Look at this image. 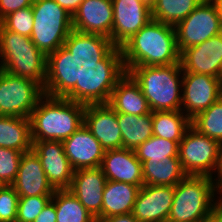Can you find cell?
I'll return each mask as SVG.
<instances>
[{
	"mask_svg": "<svg viewBox=\"0 0 222 222\" xmlns=\"http://www.w3.org/2000/svg\"><path fill=\"white\" fill-rule=\"evenodd\" d=\"M178 156L187 175L216 179L221 165V145L216 140L190 126L179 143Z\"/></svg>",
	"mask_w": 222,
	"mask_h": 222,
	"instance_id": "cell-10",
	"label": "cell"
},
{
	"mask_svg": "<svg viewBox=\"0 0 222 222\" xmlns=\"http://www.w3.org/2000/svg\"><path fill=\"white\" fill-rule=\"evenodd\" d=\"M52 196L19 197L16 222H34Z\"/></svg>",
	"mask_w": 222,
	"mask_h": 222,
	"instance_id": "cell-32",
	"label": "cell"
},
{
	"mask_svg": "<svg viewBox=\"0 0 222 222\" xmlns=\"http://www.w3.org/2000/svg\"><path fill=\"white\" fill-rule=\"evenodd\" d=\"M107 178L101 167L74 170L68 188L97 220L102 218L103 190Z\"/></svg>",
	"mask_w": 222,
	"mask_h": 222,
	"instance_id": "cell-18",
	"label": "cell"
},
{
	"mask_svg": "<svg viewBox=\"0 0 222 222\" xmlns=\"http://www.w3.org/2000/svg\"><path fill=\"white\" fill-rule=\"evenodd\" d=\"M222 14V0H213Z\"/></svg>",
	"mask_w": 222,
	"mask_h": 222,
	"instance_id": "cell-41",
	"label": "cell"
},
{
	"mask_svg": "<svg viewBox=\"0 0 222 222\" xmlns=\"http://www.w3.org/2000/svg\"><path fill=\"white\" fill-rule=\"evenodd\" d=\"M65 155L74 170L99 167L105 150L83 125L63 141Z\"/></svg>",
	"mask_w": 222,
	"mask_h": 222,
	"instance_id": "cell-19",
	"label": "cell"
},
{
	"mask_svg": "<svg viewBox=\"0 0 222 222\" xmlns=\"http://www.w3.org/2000/svg\"><path fill=\"white\" fill-rule=\"evenodd\" d=\"M84 126L105 151L122 148L117 112L96 91L86 100Z\"/></svg>",
	"mask_w": 222,
	"mask_h": 222,
	"instance_id": "cell-13",
	"label": "cell"
},
{
	"mask_svg": "<svg viewBox=\"0 0 222 222\" xmlns=\"http://www.w3.org/2000/svg\"><path fill=\"white\" fill-rule=\"evenodd\" d=\"M141 1L152 7L155 0H141Z\"/></svg>",
	"mask_w": 222,
	"mask_h": 222,
	"instance_id": "cell-42",
	"label": "cell"
},
{
	"mask_svg": "<svg viewBox=\"0 0 222 222\" xmlns=\"http://www.w3.org/2000/svg\"><path fill=\"white\" fill-rule=\"evenodd\" d=\"M100 167L108 181L144 185L142 163L132 149L105 151Z\"/></svg>",
	"mask_w": 222,
	"mask_h": 222,
	"instance_id": "cell-21",
	"label": "cell"
},
{
	"mask_svg": "<svg viewBox=\"0 0 222 222\" xmlns=\"http://www.w3.org/2000/svg\"><path fill=\"white\" fill-rule=\"evenodd\" d=\"M183 73L207 74L220 78L222 71V32L180 53Z\"/></svg>",
	"mask_w": 222,
	"mask_h": 222,
	"instance_id": "cell-16",
	"label": "cell"
},
{
	"mask_svg": "<svg viewBox=\"0 0 222 222\" xmlns=\"http://www.w3.org/2000/svg\"><path fill=\"white\" fill-rule=\"evenodd\" d=\"M153 135L176 142L183 139L191 120L181 111H154L152 116Z\"/></svg>",
	"mask_w": 222,
	"mask_h": 222,
	"instance_id": "cell-26",
	"label": "cell"
},
{
	"mask_svg": "<svg viewBox=\"0 0 222 222\" xmlns=\"http://www.w3.org/2000/svg\"><path fill=\"white\" fill-rule=\"evenodd\" d=\"M55 203L50 200L34 222H56Z\"/></svg>",
	"mask_w": 222,
	"mask_h": 222,
	"instance_id": "cell-36",
	"label": "cell"
},
{
	"mask_svg": "<svg viewBox=\"0 0 222 222\" xmlns=\"http://www.w3.org/2000/svg\"><path fill=\"white\" fill-rule=\"evenodd\" d=\"M32 144L29 118L0 115V147L26 153Z\"/></svg>",
	"mask_w": 222,
	"mask_h": 222,
	"instance_id": "cell-24",
	"label": "cell"
},
{
	"mask_svg": "<svg viewBox=\"0 0 222 222\" xmlns=\"http://www.w3.org/2000/svg\"><path fill=\"white\" fill-rule=\"evenodd\" d=\"M203 0H155L151 7L153 20L176 26Z\"/></svg>",
	"mask_w": 222,
	"mask_h": 222,
	"instance_id": "cell-28",
	"label": "cell"
},
{
	"mask_svg": "<svg viewBox=\"0 0 222 222\" xmlns=\"http://www.w3.org/2000/svg\"><path fill=\"white\" fill-rule=\"evenodd\" d=\"M56 1L63 9L69 12L72 16L78 10L79 5L84 0H54Z\"/></svg>",
	"mask_w": 222,
	"mask_h": 222,
	"instance_id": "cell-38",
	"label": "cell"
},
{
	"mask_svg": "<svg viewBox=\"0 0 222 222\" xmlns=\"http://www.w3.org/2000/svg\"><path fill=\"white\" fill-rule=\"evenodd\" d=\"M12 186L19 197L53 196L55 191L47 180L38 156L32 150L23 153Z\"/></svg>",
	"mask_w": 222,
	"mask_h": 222,
	"instance_id": "cell-20",
	"label": "cell"
},
{
	"mask_svg": "<svg viewBox=\"0 0 222 222\" xmlns=\"http://www.w3.org/2000/svg\"><path fill=\"white\" fill-rule=\"evenodd\" d=\"M177 46L184 49L201 44L222 32V14L213 0H203L175 26Z\"/></svg>",
	"mask_w": 222,
	"mask_h": 222,
	"instance_id": "cell-12",
	"label": "cell"
},
{
	"mask_svg": "<svg viewBox=\"0 0 222 222\" xmlns=\"http://www.w3.org/2000/svg\"><path fill=\"white\" fill-rule=\"evenodd\" d=\"M153 112L144 115L117 113V121L122 134V148L135 150L153 136Z\"/></svg>",
	"mask_w": 222,
	"mask_h": 222,
	"instance_id": "cell-25",
	"label": "cell"
},
{
	"mask_svg": "<svg viewBox=\"0 0 222 222\" xmlns=\"http://www.w3.org/2000/svg\"><path fill=\"white\" fill-rule=\"evenodd\" d=\"M127 73L139 85L152 112L181 110L183 78L181 63L132 67Z\"/></svg>",
	"mask_w": 222,
	"mask_h": 222,
	"instance_id": "cell-7",
	"label": "cell"
},
{
	"mask_svg": "<svg viewBox=\"0 0 222 222\" xmlns=\"http://www.w3.org/2000/svg\"><path fill=\"white\" fill-rule=\"evenodd\" d=\"M144 185L176 186L187 174L179 157L152 158L142 164Z\"/></svg>",
	"mask_w": 222,
	"mask_h": 222,
	"instance_id": "cell-23",
	"label": "cell"
},
{
	"mask_svg": "<svg viewBox=\"0 0 222 222\" xmlns=\"http://www.w3.org/2000/svg\"><path fill=\"white\" fill-rule=\"evenodd\" d=\"M97 222H139L131 213L97 219Z\"/></svg>",
	"mask_w": 222,
	"mask_h": 222,
	"instance_id": "cell-37",
	"label": "cell"
},
{
	"mask_svg": "<svg viewBox=\"0 0 222 222\" xmlns=\"http://www.w3.org/2000/svg\"><path fill=\"white\" fill-rule=\"evenodd\" d=\"M0 69L37 82L46 92L60 87L69 77L28 36L0 24Z\"/></svg>",
	"mask_w": 222,
	"mask_h": 222,
	"instance_id": "cell-4",
	"label": "cell"
},
{
	"mask_svg": "<svg viewBox=\"0 0 222 222\" xmlns=\"http://www.w3.org/2000/svg\"><path fill=\"white\" fill-rule=\"evenodd\" d=\"M32 142V151L38 156L48 182L54 189H68L74 169L65 155L63 141Z\"/></svg>",
	"mask_w": 222,
	"mask_h": 222,
	"instance_id": "cell-15",
	"label": "cell"
},
{
	"mask_svg": "<svg viewBox=\"0 0 222 222\" xmlns=\"http://www.w3.org/2000/svg\"><path fill=\"white\" fill-rule=\"evenodd\" d=\"M19 195L12 185L0 189V222H16Z\"/></svg>",
	"mask_w": 222,
	"mask_h": 222,
	"instance_id": "cell-34",
	"label": "cell"
},
{
	"mask_svg": "<svg viewBox=\"0 0 222 222\" xmlns=\"http://www.w3.org/2000/svg\"><path fill=\"white\" fill-rule=\"evenodd\" d=\"M111 37L91 56L92 61H107L126 41L152 20L151 7L141 0H112Z\"/></svg>",
	"mask_w": 222,
	"mask_h": 222,
	"instance_id": "cell-9",
	"label": "cell"
},
{
	"mask_svg": "<svg viewBox=\"0 0 222 222\" xmlns=\"http://www.w3.org/2000/svg\"><path fill=\"white\" fill-rule=\"evenodd\" d=\"M134 151L142 164L152 158L179 157V145L176 142L154 135L140 144Z\"/></svg>",
	"mask_w": 222,
	"mask_h": 222,
	"instance_id": "cell-30",
	"label": "cell"
},
{
	"mask_svg": "<svg viewBox=\"0 0 222 222\" xmlns=\"http://www.w3.org/2000/svg\"><path fill=\"white\" fill-rule=\"evenodd\" d=\"M22 155L18 150L0 147V179L5 185L15 181Z\"/></svg>",
	"mask_w": 222,
	"mask_h": 222,
	"instance_id": "cell-33",
	"label": "cell"
},
{
	"mask_svg": "<svg viewBox=\"0 0 222 222\" xmlns=\"http://www.w3.org/2000/svg\"><path fill=\"white\" fill-rule=\"evenodd\" d=\"M51 200L55 203L56 222H97L68 189H55Z\"/></svg>",
	"mask_w": 222,
	"mask_h": 222,
	"instance_id": "cell-27",
	"label": "cell"
},
{
	"mask_svg": "<svg viewBox=\"0 0 222 222\" xmlns=\"http://www.w3.org/2000/svg\"><path fill=\"white\" fill-rule=\"evenodd\" d=\"M191 126L222 145V96L191 119Z\"/></svg>",
	"mask_w": 222,
	"mask_h": 222,
	"instance_id": "cell-29",
	"label": "cell"
},
{
	"mask_svg": "<svg viewBox=\"0 0 222 222\" xmlns=\"http://www.w3.org/2000/svg\"><path fill=\"white\" fill-rule=\"evenodd\" d=\"M34 0H0V21L7 15L32 6Z\"/></svg>",
	"mask_w": 222,
	"mask_h": 222,
	"instance_id": "cell-35",
	"label": "cell"
},
{
	"mask_svg": "<svg viewBox=\"0 0 222 222\" xmlns=\"http://www.w3.org/2000/svg\"><path fill=\"white\" fill-rule=\"evenodd\" d=\"M222 96L220 78L207 74L183 73L181 111L191 120Z\"/></svg>",
	"mask_w": 222,
	"mask_h": 222,
	"instance_id": "cell-14",
	"label": "cell"
},
{
	"mask_svg": "<svg viewBox=\"0 0 222 222\" xmlns=\"http://www.w3.org/2000/svg\"><path fill=\"white\" fill-rule=\"evenodd\" d=\"M31 7L32 42L69 78L86 77L93 61L76 41L72 15L54 0H34Z\"/></svg>",
	"mask_w": 222,
	"mask_h": 222,
	"instance_id": "cell-1",
	"label": "cell"
},
{
	"mask_svg": "<svg viewBox=\"0 0 222 222\" xmlns=\"http://www.w3.org/2000/svg\"><path fill=\"white\" fill-rule=\"evenodd\" d=\"M86 77L101 98L117 113L138 116L152 112L134 79L107 61H93Z\"/></svg>",
	"mask_w": 222,
	"mask_h": 222,
	"instance_id": "cell-5",
	"label": "cell"
},
{
	"mask_svg": "<svg viewBox=\"0 0 222 222\" xmlns=\"http://www.w3.org/2000/svg\"><path fill=\"white\" fill-rule=\"evenodd\" d=\"M0 24L9 31L30 37L34 26L32 7L21 8L5 16Z\"/></svg>",
	"mask_w": 222,
	"mask_h": 222,
	"instance_id": "cell-31",
	"label": "cell"
},
{
	"mask_svg": "<svg viewBox=\"0 0 222 222\" xmlns=\"http://www.w3.org/2000/svg\"><path fill=\"white\" fill-rule=\"evenodd\" d=\"M45 93L37 82L0 69V115L29 118Z\"/></svg>",
	"mask_w": 222,
	"mask_h": 222,
	"instance_id": "cell-11",
	"label": "cell"
},
{
	"mask_svg": "<svg viewBox=\"0 0 222 222\" xmlns=\"http://www.w3.org/2000/svg\"><path fill=\"white\" fill-rule=\"evenodd\" d=\"M107 62L126 73L132 67L180 63L175 27L152 19L126 41Z\"/></svg>",
	"mask_w": 222,
	"mask_h": 222,
	"instance_id": "cell-3",
	"label": "cell"
},
{
	"mask_svg": "<svg viewBox=\"0 0 222 222\" xmlns=\"http://www.w3.org/2000/svg\"><path fill=\"white\" fill-rule=\"evenodd\" d=\"M207 222H222V202L211 212Z\"/></svg>",
	"mask_w": 222,
	"mask_h": 222,
	"instance_id": "cell-39",
	"label": "cell"
},
{
	"mask_svg": "<svg viewBox=\"0 0 222 222\" xmlns=\"http://www.w3.org/2000/svg\"><path fill=\"white\" fill-rule=\"evenodd\" d=\"M5 186V184L2 182V180L0 179V189H2Z\"/></svg>",
	"mask_w": 222,
	"mask_h": 222,
	"instance_id": "cell-43",
	"label": "cell"
},
{
	"mask_svg": "<svg viewBox=\"0 0 222 222\" xmlns=\"http://www.w3.org/2000/svg\"><path fill=\"white\" fill-rule=\"evenodd\" d=\"M174 199V186L142 185L133 216L139 222H166Z\"/></svg>",
	"mask_w": 222,
	"mask_h": 222,
	"instance_id": "cell-17",
	"label": "cell"
},
{
	"mask_svg": "<svg viewBox=\"0 0 222 222\" xmlns=\"http://www.w3.org/2000/svg\"><path fill=\"white\" fill-rule=\"evenodd\" d=\"M216 182H217L219 192L222 196V145H221V165H220L218 175L216 177Z\"/></svg>",
	"mask_w": 222,
	"mask_h": 222,
	"instance_id": "cell-40",
	"label": "cell"
},
{
	"mask_svg": "<svg viewBox=\"0 0 222 222\" xmlns=\"http://www.w3.org/2000/svg\"><path fill=\"white\" fill-rule=\"evenodd\" d=\"M113 16L112 0H84L72 16L76 41L90 57L111 37Z\"/></svg>",
	"mask_w": 222,
	"mask_h": 222,
	"instance_id": "cell-8",
	"label": "cell"
},
{
	"mask_svg": "<svg viewBox=\"0 0 222 222\" xmlns=\"http://www.w3.org/2000/svg\"><path fill=\"white\" fill-rule=\"evenodd\" d=\"M141 187L107 180L103 190L102 218L131 213Z\"/></svg>",
	"mask_w": 222,
	"mask_h": 222,
	"instance_id": "cell-22",
	"label": "cell"
},
{
	"mask_svg": "<svg viewBox=\"0 0 222 222\" xmlns=\"http://www.w3.org/2000/svg\"><path fill=\"white\" fill-rule=\"evenodd\" d=\"M95 92L87 77L68 78L47 91L30 119L32 141H64L84 125L86 100Z\"/></svg>",
	"mask_w": 222,
	"mask_h": 222,
	"instance_id": "cell-2",
	"label": "cell"
},
{
	"mask_svg": "<svg viewBox=\"0 0 222 222\" xmlns=\"http://www.w3.org/2000/svg\"><path fill=\"white\" fill-rule=\"evenodd\" d=\"M221 202L215 178L187 175L174 186V199L167 221L207 222Z\"/></svg>",
	"mask_w": 222,
	"mask_h": 222,
	"instance_id": "cell-6",
	"label": "cell"
}]
</instances>
